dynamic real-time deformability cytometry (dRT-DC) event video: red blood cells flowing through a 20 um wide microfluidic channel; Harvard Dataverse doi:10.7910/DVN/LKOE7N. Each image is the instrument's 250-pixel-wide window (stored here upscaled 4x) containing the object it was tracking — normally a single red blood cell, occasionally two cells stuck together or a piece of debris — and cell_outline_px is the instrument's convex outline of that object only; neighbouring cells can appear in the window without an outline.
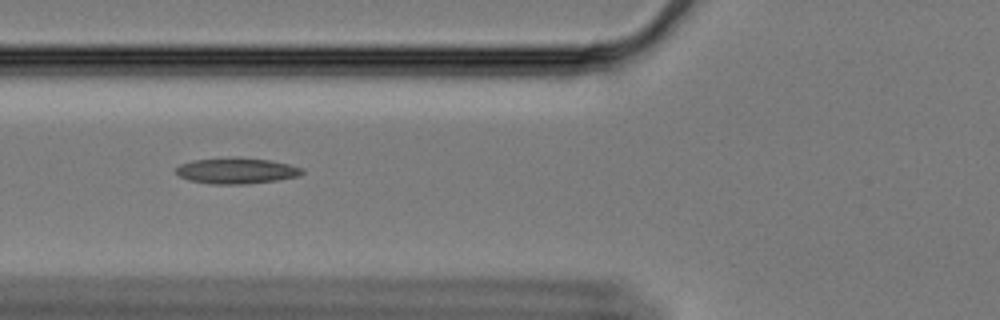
{"species": "Egyptian fruit bat (a non-hibernating species)", "species_latin": "Rousettus aegyptiacus", "temperature_condition": "cold", "stored_images_in_passage": 41, "camera_frame_rate_fps": 3000, "um_per_image_px": 0.085, "animal": {"sex": "female"}, "frame": {"image": 1, "passage_image": 4, "time_ms": 1.0, "image_size_px": [1000, 320], "cell_outline_px": [[304, 172], [300, 176], [276, 180], [244, 184], [212, 184], [188, 180], [180, 176], [176, 172], [176, 168], [180, 164], [192, 160], [236, 156], [268, 160], [288, 164], [304, 168]], "centroid_in_image_um": [20.1, 14.5], "position_along_channel_um": 105.7, "area_um2": 19.19}}
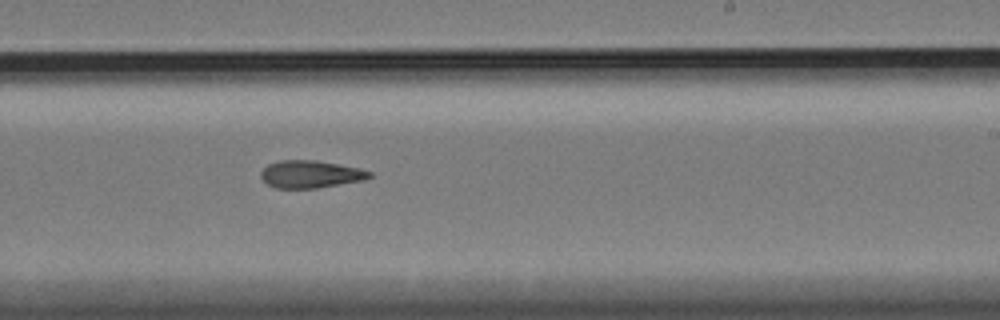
{"frame": {"image": 2, "passage_image": 18, "time_ms": 5.667, "image_size_px": [1000, 320], "cell_outline_px": [[372, 176], [364, 180], [316, 188], [276, 188], [268, 184], [260, 176], [260, 172], [268, 164], [280, 160], [316, 160], [360, 168], [372, 172]], "centroid_in_image_um": [26.4, 14.8], "position_along_channel_um": 262.6, "area_um2": 17.34}}
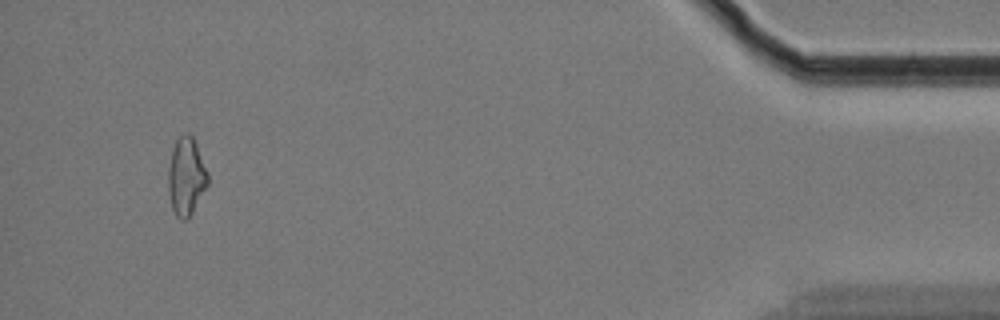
{"frame": {"image": 3, "passage_image": 38, "time_ms": 12.333, "image_size_px": [1000, 320], "cell_outline_px": [[208, 184], [188, 220], [180, 220], [176, 216], [172, 208], [168, 192], [168, 168], [172, 152], [176, 140], [180, 136], [188, 132], [192, 136], [196, 144], [208, 172]], "centroid_in_image_um": [15.82, 15.03], "position_along_channel_um": 419.4, "area_um2": 17.92}}